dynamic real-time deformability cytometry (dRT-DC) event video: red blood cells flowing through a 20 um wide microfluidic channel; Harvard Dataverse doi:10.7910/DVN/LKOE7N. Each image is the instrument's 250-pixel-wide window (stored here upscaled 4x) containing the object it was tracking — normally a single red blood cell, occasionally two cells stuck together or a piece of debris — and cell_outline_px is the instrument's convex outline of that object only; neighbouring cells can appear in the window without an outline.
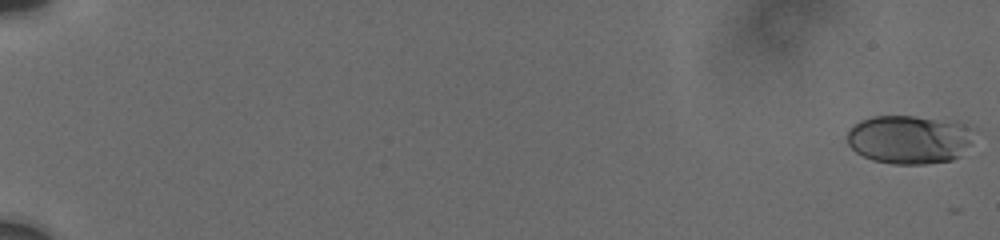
{"species": "human", "species_latin": "Homo sapiens", "temperature_condition": "cold", "stored_images_in_passage": 54, "camera_frame_rate_fps": 3000, "um_per_image_px": 0.085, "donor": {"sex": "male"}, "frame": {"image": 1, "passage_image": 1, "time_ms": 0.0, "image_size_px": [1000, 240], "cell_outline_px": [[968, 144], [960, 156], [952, 160], [924, 164], [892, 164], [872, 160], [856, 152], [848, 144], [848, 132], [860, 120], [872, 116], [912, 116], [956, 120], [964, 124], [968, 140]], "centroid_in_image_um": [77.22, 11.85], "position_along_channel_um": 7.8, "area_um2": 35.43}}
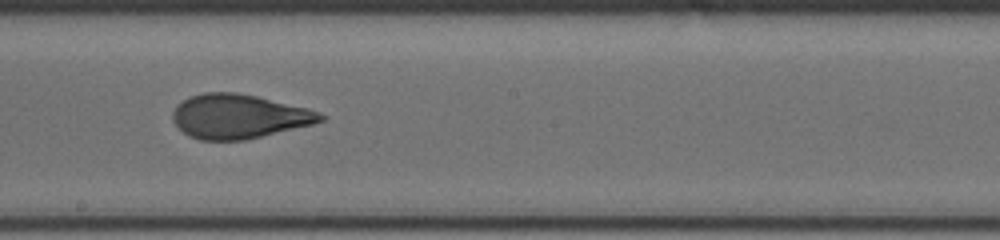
{"frame": {"image": 2, "passage_image": 34, "time_ms": 11.667, "image_size_px": [1000, 240], "cell_outline_px": [[324, 120], [312, 124], [244, 140], [200, 140], [188, 136], [172, 120], [172, 112], [176, 104], [192, 96], [204, 92], [236, 92], [256, 96], [308, 108], [324, 116]], "centroid_in_image_um": [20.25, 9.89], "position_along_channel_um": 227.9, "area_um2": 37.74}}
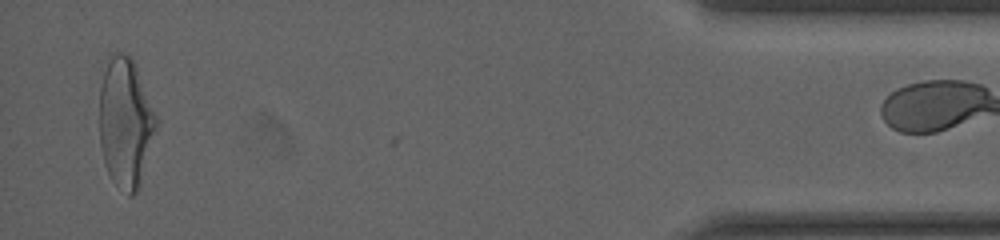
{"frame": {"image": 3, "passage_image": 53, "time_ms": 18.667, "image_size_px": [1000, 240], "cell_outline_px": [[156, 128], [140, 188], [132, 196], [128, 196], [112, 180], [104, 164], [100, 144], [100, 88], [108, 56], [112, 52], [124, 52], [136, 64], [156, 116]], "centroid_in_image_um": [10.66, 10.43], "position_along_channel_um": 424.5, "area_um2": 42.89}}